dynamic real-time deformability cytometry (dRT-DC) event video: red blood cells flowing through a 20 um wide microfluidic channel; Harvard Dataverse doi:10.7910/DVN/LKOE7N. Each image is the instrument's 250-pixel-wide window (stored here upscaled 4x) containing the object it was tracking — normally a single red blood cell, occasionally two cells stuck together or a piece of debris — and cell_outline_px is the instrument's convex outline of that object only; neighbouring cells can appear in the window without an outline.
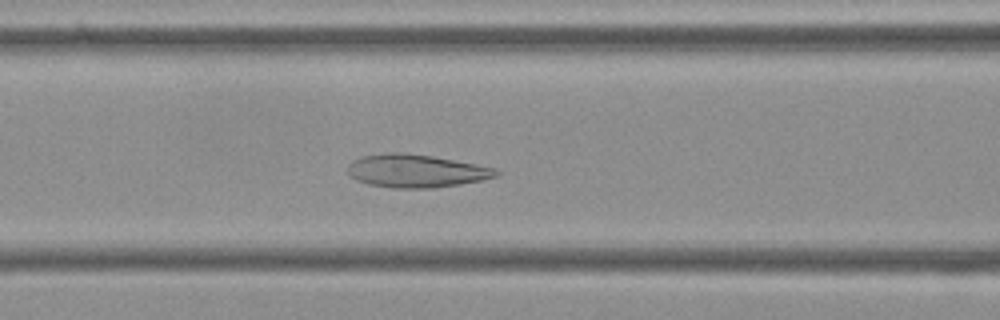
{"species": "Egyptian fruit bat (a non-hibernating species)", "species_latin": "Rousettus aegyptiacus", "temperature_condition": "cold", "stored_images_in_passage": 55, "camera_frame_rate_fps": 3000, "um_per_image_px": 0.085, "frame": {"image": 1, "passage_image": 22, "time_ms": 7.0, "image_size_px": [1000, 320], "cell_outline_px": [[500, 176], [484, 180], [460, 184], [432, 188], [392, 188], [368, 184], [356, 180], [348, 176], [348, 164], [352, 160], [364, 156], [388, 152], [404, 152], [432, 156], [476, 164], [496, 168], [500, 172]], "centroid_in_image_um": [35.37, 14.53], "position_along_channel_um": 131.2, "area_um2": 28.84}}
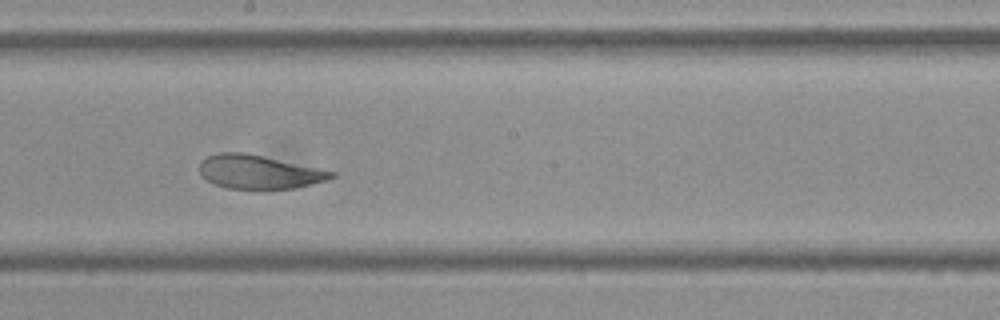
{"frame": {"image": 2, "passage_image": 30, "time_ms": 9.667, "image_size_px": [1000, 320], "cell_outline_px": [[336, 176], [328, 180], [296, 188], [228, 188], [216, 184], [200, 176], [200, 160], [216, 152], [244, 152], [336, 172]], "centroid_in_image_um": [22.0, 14.6], "position_along_channel_um": 226.2, "area_um2": 25.66}}
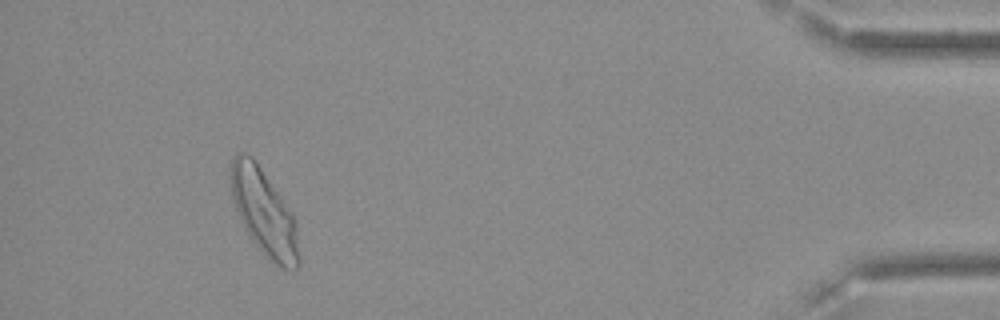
{"frame": {"image": 3, "passage_image": 51, "time_ms": 16.667, "image_size_px": [1000, 320], "cell_outline_px": [[300, 264], [296, 268], [280, 268], [264, 256], [248, 232], [236, 208], [232, 196], [228, 176], [228, 172], [232, 160], [236, 152], [244, 152], [252, 156], [280, 196], [292, 216], [296, 224], [300, 256]], "centroid_in_image_um": [22.42, 18.04], "position_along_channel_um": 412.8, "area_um2": 33.7}}